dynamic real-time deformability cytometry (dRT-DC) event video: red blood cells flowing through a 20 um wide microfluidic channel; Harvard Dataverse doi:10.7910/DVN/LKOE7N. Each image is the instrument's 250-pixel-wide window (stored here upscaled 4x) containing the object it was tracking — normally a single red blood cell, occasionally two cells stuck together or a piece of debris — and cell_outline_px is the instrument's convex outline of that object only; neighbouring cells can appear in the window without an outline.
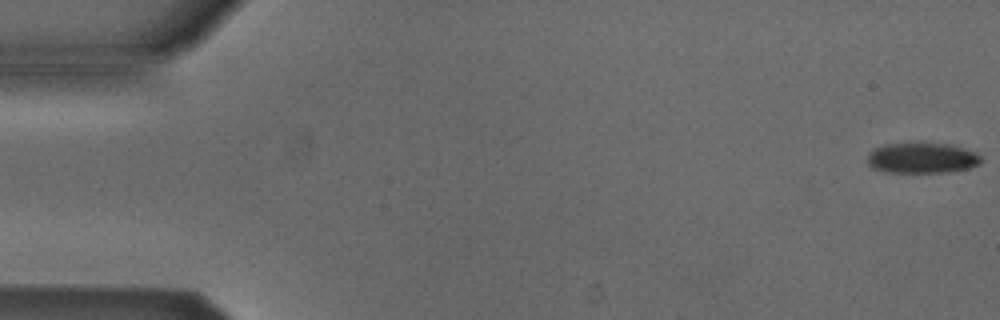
{"species": "Egyptian fruit bat (a non-hibernating species)", "species_latin": "Rousettus aegyptiacus", "temperature_condition": "cold", "stored_images_in_passage": 6, "segment_of_instrument_passage": [1, 2], "camera_frame_rate_fps": 3000, "um_per_image_px": 0.085, "animal": {"sex": "male"}, "frame": {"image": 1, "passage_image": 1, "time_ms": 0.0, "image_size_px": [1000, 320], "cell_outline_px": [[980, 164], [968, 168], [948, 172], [884, 172], [872, 168], [868, 164], [868, 152], [884, 144], [948, 144], [976, 152], [980, 156]], "centroid_in_image_um": [78.34, 13.45], "position_along_channel_um": 6.7, "area_um2": 19.94}}